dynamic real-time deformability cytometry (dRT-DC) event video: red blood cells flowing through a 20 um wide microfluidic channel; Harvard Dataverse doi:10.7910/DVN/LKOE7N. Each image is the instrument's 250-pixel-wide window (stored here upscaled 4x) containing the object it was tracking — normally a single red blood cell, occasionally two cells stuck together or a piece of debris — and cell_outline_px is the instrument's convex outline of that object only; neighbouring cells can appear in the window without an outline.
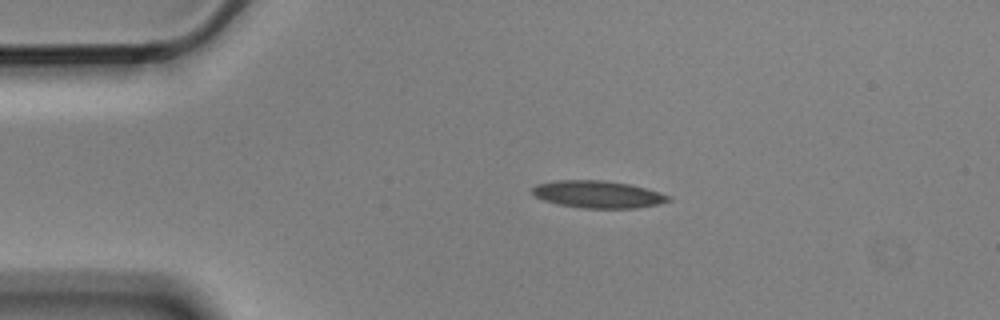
{"species": "Egyptian fruit bat (a non-hibernating species)", "species_latin": "Rousettus aegyptiacus", "temperature_condition": "cold", "stored_images_in_passage": 8, "camera_frame_rate_fps": 3000, "um_per_image_px": 0.085, "animal": {"sex": "male"}, "frame": {"image": 1, "passage_image": 1, "time_ms": 0.0, "image_size_px": [1000, 320], "cell_outline_px": [[672, 200], [660, 204], [636, 208], [580, 208], [560, 204], [544, 200], [536, 196], [532, 192], [532, 188], [536, 184], [556, 180], [604, 180], [628, 184], [644, 188], [668, 196]], "centroid_in_image_um": [50.8, 16.52], "position_along_channel_um": 34.2, "area_um2": 21.39}}
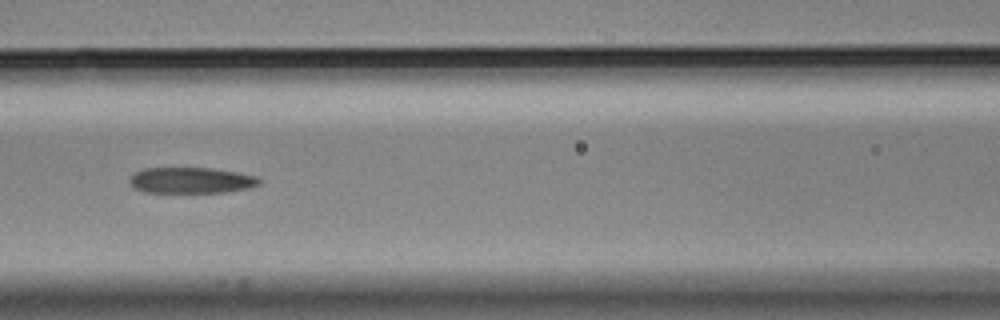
{"frame": {"image": 2, "passage_image": 5, "time_ms": 1.333, "image_size_px": [1000, 320], "cell_outline_px": [[260, 184], [248, 188], [224, 192], [144, 192], [136, 188], [128, 180], [136, 172], [144, 168], [212, 168], [236, 172], [256, 176], [260, 180]], "centroid_in_image_um": [16.26, 15.32], "position_along_channel_um": 150.3, "area_um2": 19.36}}
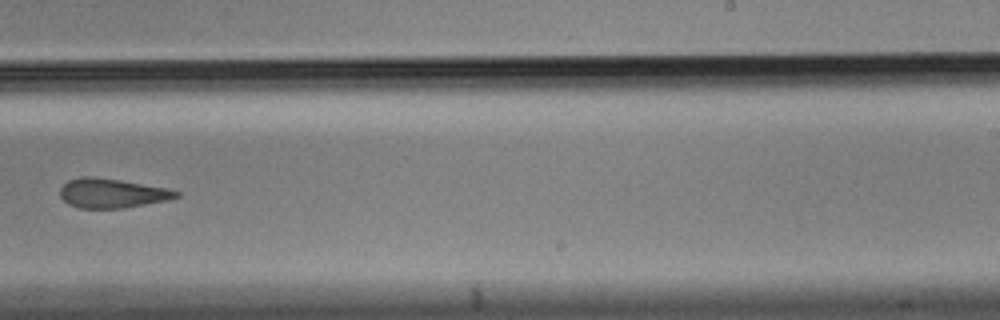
{"frame": {"image": 3, "passage_image": 8, "time_ms": 2.333, "image_size_px": [1000, 320], "cell_outline_px": [[180, 196], [168, 200], [124, 208], [80, 208], [68, 204], [60, 196], [60, 188], [68, 180], [80, 176], [96, 176], [168, 188], [180, 192]], "centroid_in_image_um": [9.51, 16.41], "position_along_channel_um": 279.5, "area_um2": 20.0}}